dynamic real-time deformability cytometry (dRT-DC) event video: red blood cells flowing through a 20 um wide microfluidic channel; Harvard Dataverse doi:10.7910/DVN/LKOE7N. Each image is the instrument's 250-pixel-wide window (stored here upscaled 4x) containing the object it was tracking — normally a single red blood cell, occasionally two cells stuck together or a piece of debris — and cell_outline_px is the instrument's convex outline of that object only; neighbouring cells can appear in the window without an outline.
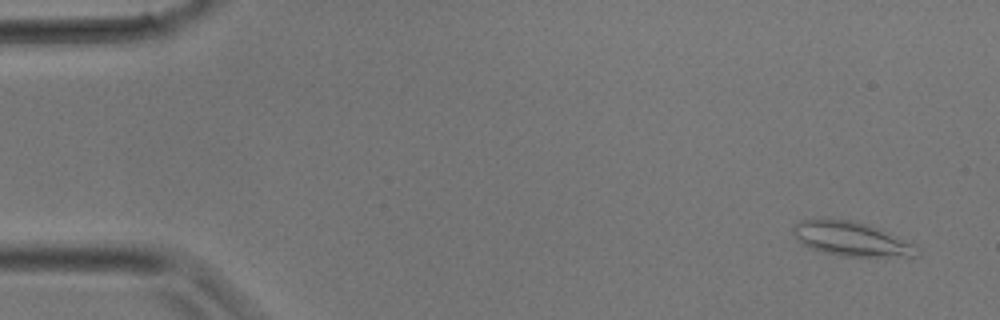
{"species": "common noctule bat (a hibernating species)", "species_latin": "Nyctalus noctula", "temperature_condition": "room temperature", "stored_images_in_passage": 4, "camera_frame_rate_fps": 3000, "um_per_image_px": 0.085, "animal": {"sex": "male", "body_mass_g": 17.9}, "frame": {"image": 1, "passage_image": 4, "time_ms": 1.0, "image_size_px": [1000, 320], "cell_outline_px": [[920, 256], [844, 256], [824, 252], [812, 248], [804, 244], [792, 232], [792, 224], [800, 220], [816, 216], [820, 216], [852, 220], [868, 224], [880, 228], [916, 244], [920, 252]], "centroid_in_image_um": [72.35, 20.25], "position_along_channel_um": 12.6, "area_um2": 25.32}}